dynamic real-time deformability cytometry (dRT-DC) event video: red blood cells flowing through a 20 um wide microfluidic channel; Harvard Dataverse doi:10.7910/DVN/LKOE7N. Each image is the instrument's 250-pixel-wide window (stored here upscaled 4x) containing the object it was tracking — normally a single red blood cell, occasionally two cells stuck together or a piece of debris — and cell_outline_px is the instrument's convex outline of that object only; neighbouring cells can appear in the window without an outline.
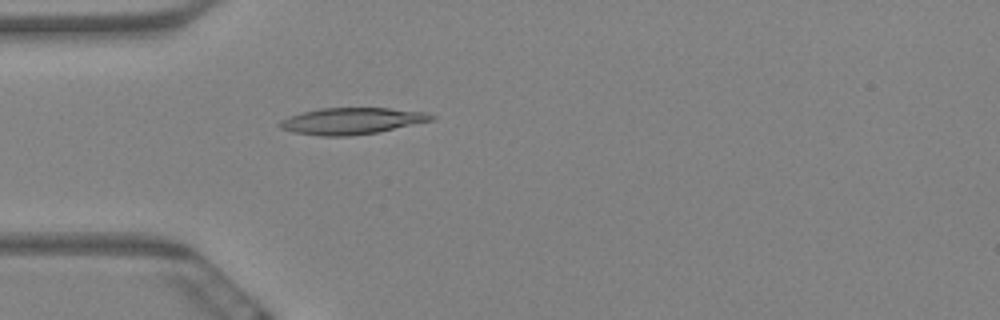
{"species": "Egyptian fruit bat (a non-hibernating species)", "species_latin": "Rousettus aegyptiacus", "temperature_condition": "warm", "stored_images_in_passage": 5, "camera_frame_rate_fps": 3000, "um_per_image_px": 0.085, "animal": {"sex": "female"}, "frame": {"image": 1, "passage_image": 5, "time_ms": 1.333, "image_size_px": [1000, 320], "cell_outline_px": [[436, 116], [432, 120], [380, 132], [348, 136], [320, 136], [296, 132], [280, 128], [276, 124], [280, 120], [288, 116], [320, 108], [388, 108], [428, 112]], "centroid_in_image_um": [29.9, 10.28], "position_along_channel_um": 55.1, "area_um2": 23.47}}